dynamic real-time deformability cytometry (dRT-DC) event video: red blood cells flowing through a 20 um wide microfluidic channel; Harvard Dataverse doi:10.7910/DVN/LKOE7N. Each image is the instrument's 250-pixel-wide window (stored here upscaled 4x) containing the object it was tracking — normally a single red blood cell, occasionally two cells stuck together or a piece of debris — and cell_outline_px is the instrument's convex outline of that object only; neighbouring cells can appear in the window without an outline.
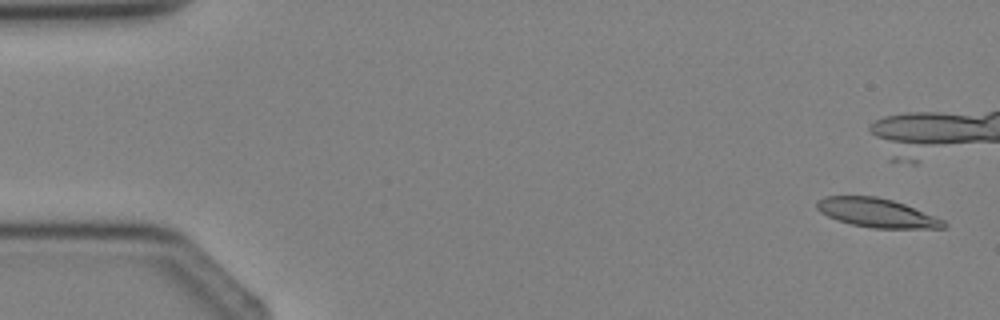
{"species": "Egyptian fruit bat (a non-hibernating species)", "species_latin": "Rousettus aegyptiacus", "temperature_condition": "cold", "stored_images_in_passage": 5, "camera_frame_rate_fps": 3000, "um_per_image_px": 0.085, "animal": {"sex": "female"}, "frame": {"image": 1, "passage_image": 1, "time_ms": 0.0, "image_size_px": [1000, 320], "cell_outline_px": [[948, 224], [944, 228], [872, 228], [852, 224], [828, 216], [820, 212], [816, 208], [816, 200], [824, 196], [876, 196], [892, 200], [904, 204], [944, 220]], "centroid_in_image_um": [74.51, 18.08], "position_along_channel_um": 10.5, "area_um2": 21.21}}